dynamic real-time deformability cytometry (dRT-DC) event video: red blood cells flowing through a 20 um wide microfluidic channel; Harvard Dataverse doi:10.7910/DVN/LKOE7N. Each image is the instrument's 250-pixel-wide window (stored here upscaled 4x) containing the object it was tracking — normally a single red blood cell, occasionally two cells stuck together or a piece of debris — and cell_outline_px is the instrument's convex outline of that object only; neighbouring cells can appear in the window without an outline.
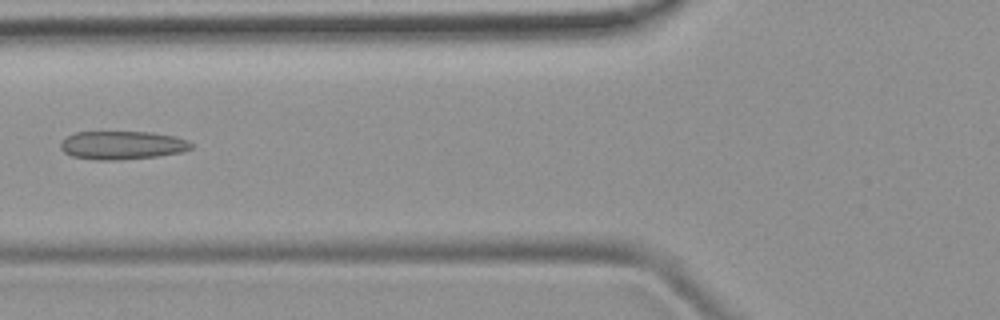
{"species": "common noctule bat (a hibernating species)", "species_latin": "Nyctalus noctula", "temperature_condition": "room temperature", "stored_images_in_passage": 3, "camera_frame_rate_fps": 3000, "um_per_image_px": 0.085, "animal": {"sex": "female", "body_mass_g": 19.9}, "frame": {"image": 1, "passage_image": 2, "time_ms": 1.333, "image_size_px": [1000, 320], "cell_outline_px": [[192, 148], [184, 152], [156, 156], [120, 160], [96, 160], [72, 156], [64, 152], [60, 148], [60, 140], [76, 132], [152, 132], [176, 136], [188, 140], [192, 144]], "centroid_in_image_um": [10.4, 12.34], "position_along_channel_um": 115.4, "area_um2": 21.79}}
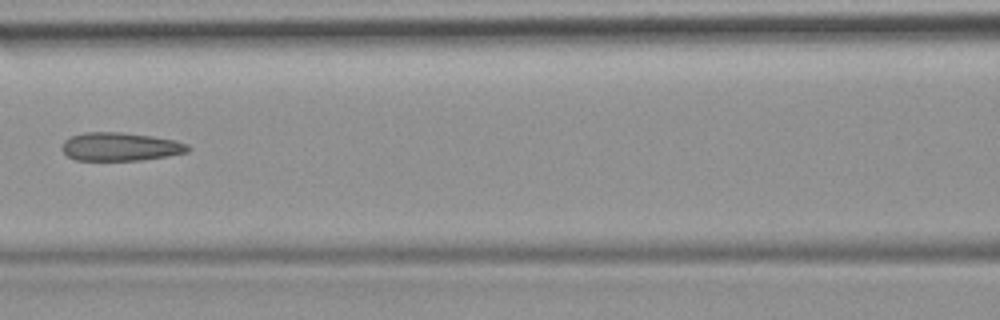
{"frame": {"image": 2, "passage_image": 3, "time_ms": 2.333, "image_size_px": [1000, 320], "cell_outline_px": [[192, 148], [188, 152], [168, 156], [140, 160], [76, 160], [68, 156], [60, 148], [64, 140], [72, 136], [84, 132], [120, 132], [152, 136], [176, 140], [188, 144]], "centroid_in_image_um": [10.25, 12.46], "position_along_channel_um": 156.4, "area_um2": 20.92}}